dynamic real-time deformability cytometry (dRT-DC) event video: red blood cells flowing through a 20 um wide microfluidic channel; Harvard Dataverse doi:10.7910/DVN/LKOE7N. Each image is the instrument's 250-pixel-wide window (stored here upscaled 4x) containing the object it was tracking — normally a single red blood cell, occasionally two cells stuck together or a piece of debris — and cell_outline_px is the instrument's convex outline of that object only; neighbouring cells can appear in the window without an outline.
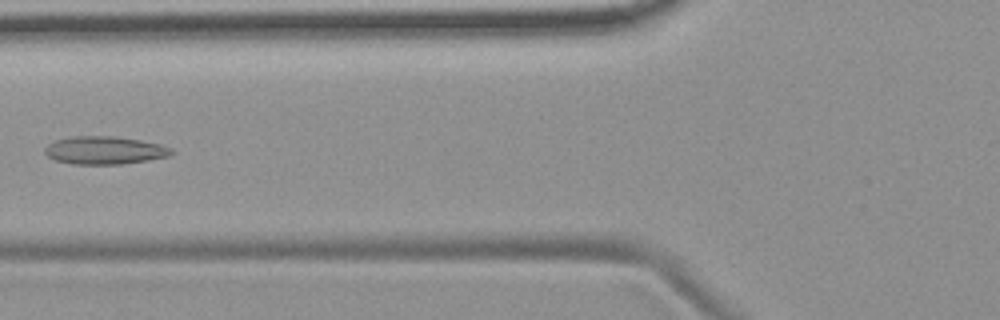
{"species": "common noctule bat (a hibernating species)", "species_latin": "Nyctalus noctula", "temperature_condition": "room temperature", "stored_images_in_passage": 7, "camera_frame_rate_fps": 3000, "um_per_image_px": 0.085, "animal": {"sex": "female", "body_mass_g": 19.9}, "frame": {"image": 1, "passage_image": 6, "time_ms": 7.0, "image_size_px": [1000, 320], "cell_outline_px": [[176, 152], [172, 156], [148, 160], [120, 164], [72, 164], [56, 160], [48, 156], [44, 152], [44, 148], [48, 144], [56, 140], [72, 136], [116, 136], [140, 140], [160, 144], [172, 148]], "centroid_in_image_um": [8.93, 12.77], "position_along_channel_um": 116.9, "area_um2": 20.75}}
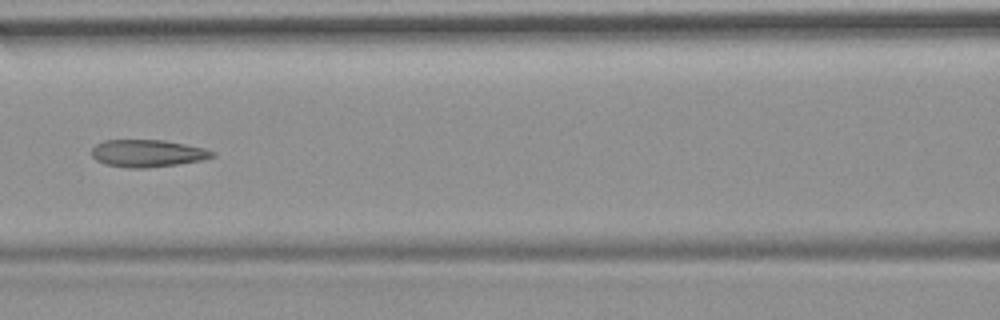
{"frame": {"image": 2, "passage_image": 7, "time_ms": 8.0, "image_size_px": [1000, 320], "cell_outline_px": [[216, 156], [204, 160], [180, 164], [148, 168], [128, 168], [104, 164], [96, 160], [92, 156], [92, 148], [96, 144], [104, 140], [164, 140], [204, 148], [216, 152]], "centroid_in_image_um": [12.56, 13.04], "position_along_channel_um": 154.0, "area_um2": 19.42}}